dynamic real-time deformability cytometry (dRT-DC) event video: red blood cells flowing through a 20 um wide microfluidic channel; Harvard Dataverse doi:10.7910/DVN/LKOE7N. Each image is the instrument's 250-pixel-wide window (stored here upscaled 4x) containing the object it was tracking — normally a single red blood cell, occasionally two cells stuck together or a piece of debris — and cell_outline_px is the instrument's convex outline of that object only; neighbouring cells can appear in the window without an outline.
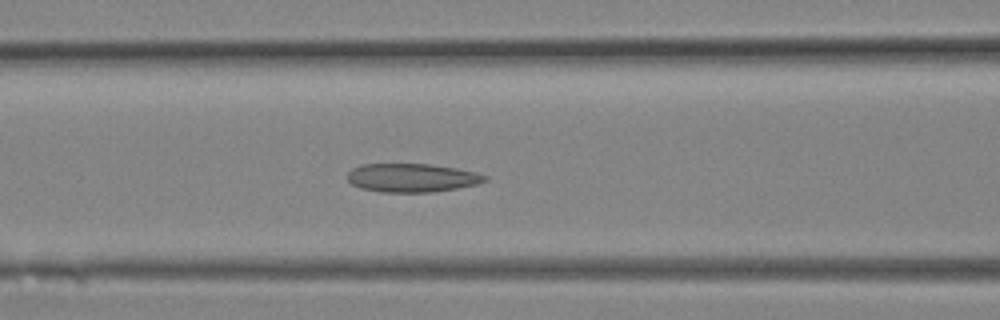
{"species": "Egyptian fruit bat (a non-hibernating species)", "species_latin": "Rousettus aegyptiacus", "temperature_condition": "room temperature", "stored_images_in_passage": 23, "camera_frame_rate_fps": 3000, "um_per_image_px": 0.085, "animal": {"sex": "female"}, "frame": {"image": 1, "passage_image": 9, "time_ms": 2.667, "image_size_px": [1000, 320], "cell_outline_px": [[488, 180], [476, 184], [456, 188], [432, 192], [380, 192], [360, 188], [352, 184], [348, 180], [348, 172], [352, 168], [360, 164], [432, 164], [456, 168], [476, 172], [488, 176]], "centroid_in_image_um": [35.0, 15.11], "position_along_channel_um": 131.6, "area_um2": 22.95}}
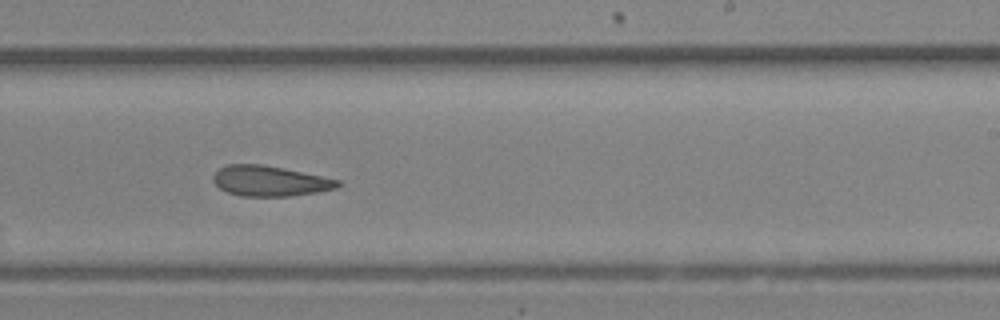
{"frame": {"image": 2, "passage_image": 14, "time_ms": 4.333, "image_size_px": [1000, 320], "cell_outline_px": [[340, 184], [336, 188], [316, 192], [288, 196], [240, 196], [228, 192], [220, 188], [212, 180], [212, 176], [220, 168], [228, 164], [264, 164], [284, 168], [340, 180]], "centroid_in_image_um": [22.91, 15.38], "position_along_channel_um": 266.1, "area_um2": 21.91}}
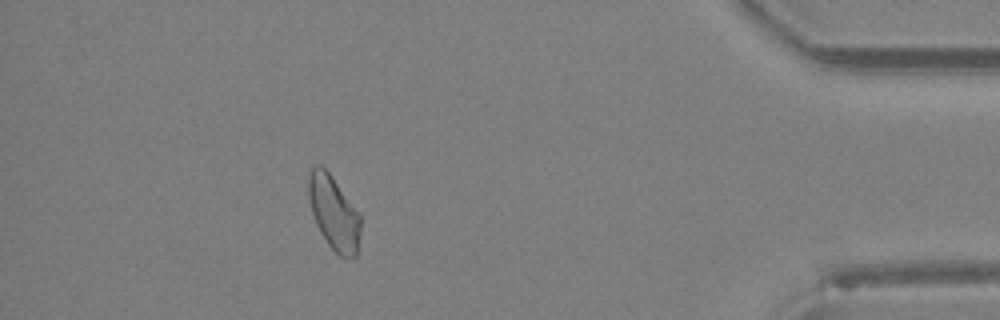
{"frame": {"image": 3, "passage_image": 21, "time_ms": 6.667, "image_size_px": [1000, 320], "cell_outline_px": [[360, 232], [356, 256], [352, 260], [340, 256], [328, 244], [320, 232], [316, 224], [312, 212], [308, 196], [308, 172], [316, 164], [320, 164], [328, 172], [360, 216]], "centroid_in_image_um": [28.35, 18.12], "position_along_channel_um": 406.9, "area_um2": 22.08}}